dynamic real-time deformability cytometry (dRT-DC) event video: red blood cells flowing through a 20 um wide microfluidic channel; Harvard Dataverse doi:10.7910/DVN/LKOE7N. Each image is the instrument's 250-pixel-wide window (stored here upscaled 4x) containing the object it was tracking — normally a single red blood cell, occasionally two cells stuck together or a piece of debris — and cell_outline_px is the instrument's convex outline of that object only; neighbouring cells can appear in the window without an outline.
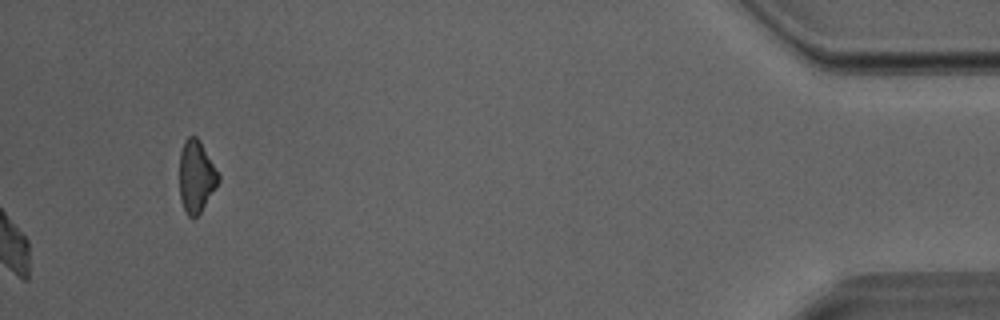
{"species": "Egyptian fruit bat (a non-hibernating species)", "species_latin": "Rousettus aegyptiacus", "temperature_condition": "room temperature", "stored_images_in_passage": 36, "camera_frame_rate_fps": 3000, "um_per_image_px": 0.085, "animal": {"sex": "male"}, "frame": {"image": 1, "passage_image": 36, "time_ms": 11.667, "image_size_px": [1000, 320], "cell_outline_px": [[220, 180], [200, 212], [196, 216], [188, 216], [184, 212], [180, 200], [180, 152], [184, 140], [188, 136], [196, 136], [200, 140], [220, 176]], "centroid_in_image_um": [16.66, 14.98], "position_along_channel_um": 418.5, "area_um2": 16.24}}